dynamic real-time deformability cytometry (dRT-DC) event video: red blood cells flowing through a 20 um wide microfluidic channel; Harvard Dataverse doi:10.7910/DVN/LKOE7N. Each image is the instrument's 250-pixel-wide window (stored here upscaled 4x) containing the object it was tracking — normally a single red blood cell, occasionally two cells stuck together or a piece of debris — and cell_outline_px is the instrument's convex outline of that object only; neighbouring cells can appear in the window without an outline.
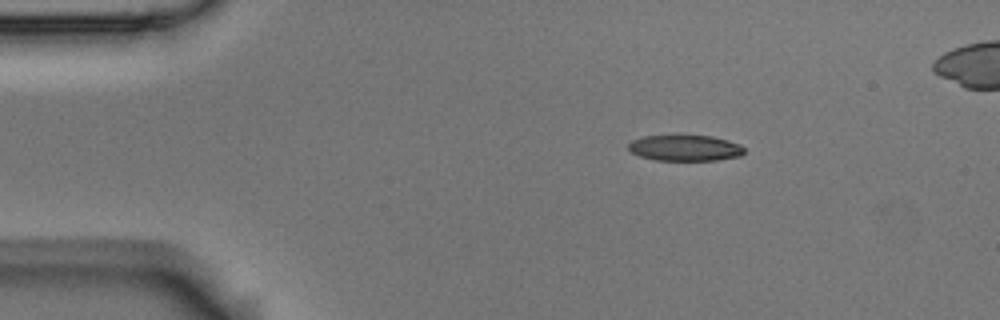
{"species": "Egyptian fruit bat (a non-hibernating species)", "species_latin": "Rousettus aegyptiacus", "temperature_condition": "room temperature", "stored_images_in_passage": 4, "segment_of_instrument_passage": [1, 2], "camera_frame_rate_fps": 3000, "um_per_image_px": 0.085, "animal": {"sex": "male"}, "frame": {"image": 1, "passage_image": 1, "time_ms": 0.0, "image_size_px": [1000, 320], "cell_outline_px": [[744, 152], [740, 156], [716, 160], [656, 160], [640, 156], [632, 152], [628, 148], [628, 144], [632, 140], [644, 136], [676, 132], [712, 136], [728, 140], [740, 144], [744, 148]], "centroid_in_image_um": [58.2, 12.52], "position_along_channel_um": 26.8, "area_um2": 18.32}}